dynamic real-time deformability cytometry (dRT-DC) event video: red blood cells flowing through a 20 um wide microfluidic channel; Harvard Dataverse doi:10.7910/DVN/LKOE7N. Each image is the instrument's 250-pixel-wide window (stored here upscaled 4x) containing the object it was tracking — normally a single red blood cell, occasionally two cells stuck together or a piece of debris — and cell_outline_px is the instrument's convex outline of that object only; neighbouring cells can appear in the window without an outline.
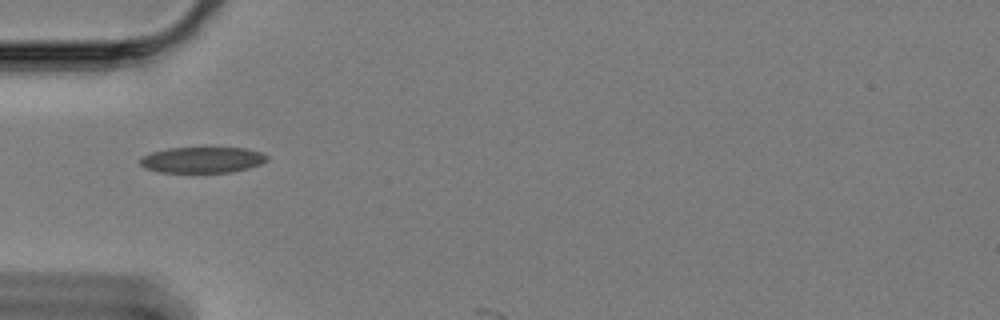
{"species": "Egyptian fruit bat (a non-hibernating species)", "species_latin": "Rousettus aegyptiacus", "temperature_condition": "cold", "stored_images_in_passage": 2, "camera_frame_rate_fps": 3000, "um_per_image_px": 0.085, "animal": {"sex": "female"}, "frame": {"image": 1, "passage_image": 1, "time_ms": 0.0, "image_size_px": [1000, 320], "cell_outline_px": [[268, 160], [260, 164], [248, 168], [232, 172], [160, 172], [144, 168], [140, 164], [140, 156], [152, 152], [168, 148], [204, 144], [244, 148], [260, 152], [268, 156]], "centroid_in_image_um": [17.19, 13.53], "position_along_channel_um": 67.8, "area_um2": 20.23}}